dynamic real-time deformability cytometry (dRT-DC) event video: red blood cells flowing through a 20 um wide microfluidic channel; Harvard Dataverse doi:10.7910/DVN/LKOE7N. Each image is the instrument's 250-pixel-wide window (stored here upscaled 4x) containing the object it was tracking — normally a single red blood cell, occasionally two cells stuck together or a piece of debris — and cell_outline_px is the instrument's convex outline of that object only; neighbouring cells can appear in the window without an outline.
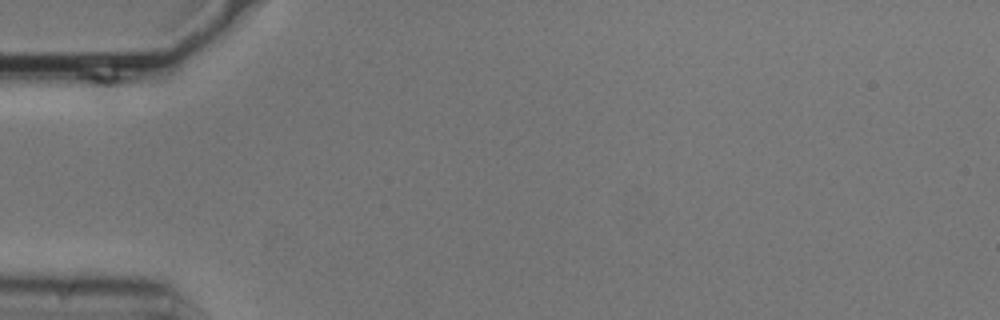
{"species": "common noctule bat (a hibernating species)", "species_latin": "Nyctalus noctula", "temperature_condition": "cold", "stored_images_in_passage": 4, "camera_frame_rate_fps": 3000, "um_per_image_px": 0.085, "animal": {"sex": "male", "body_mass_g": 20.5, "forearm_length_mm": 52.5}, "frame": {"image": 1, "passage_image": 1, "time_ms": 0.0, "image_size_px": [1000, 320], "cell_outline_px": [[128, 80], [120, 100], [112, 108], [88, 104], [76, 76], [76, 72], [116, 72]], "centroid_in_image_um": [8.68, 7.45], "position_along_channel_um": 76.3, "area_um2": 10.0}}